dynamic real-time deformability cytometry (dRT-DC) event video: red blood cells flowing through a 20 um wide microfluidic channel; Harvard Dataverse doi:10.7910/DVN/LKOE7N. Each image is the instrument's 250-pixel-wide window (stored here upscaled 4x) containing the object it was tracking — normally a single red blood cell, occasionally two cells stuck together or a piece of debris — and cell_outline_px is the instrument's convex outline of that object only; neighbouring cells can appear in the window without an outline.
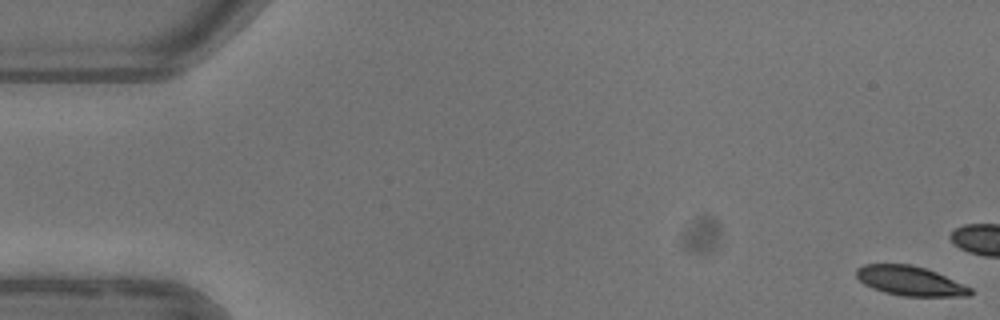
{"species": "common noctule bat (a hibernating species)", "species_latin": "Nyctalus noctula", "temperature_condition": "warm", "stored_images_in_passage": 6, "camera_frame_rate_fps": 3000, "um_per_image_px": 0.085, "animal": {"sex": "female"}, "frame": {"image": 1, "passage_image": 1, "time_ms": 0.0, "image_size_px": [1000, 320], "cell_outline_px": [[972, 296], [904, 296], [884, 292], [872, 288], [864, 284], [856, 276], [856, 268], [864, 264], [912, 264], [936, 272], [972, 288]], "centroid_in_image_um": [77.34, 23.87], "position_along_channel_um": 7.7, "area_um2": 19.54}}
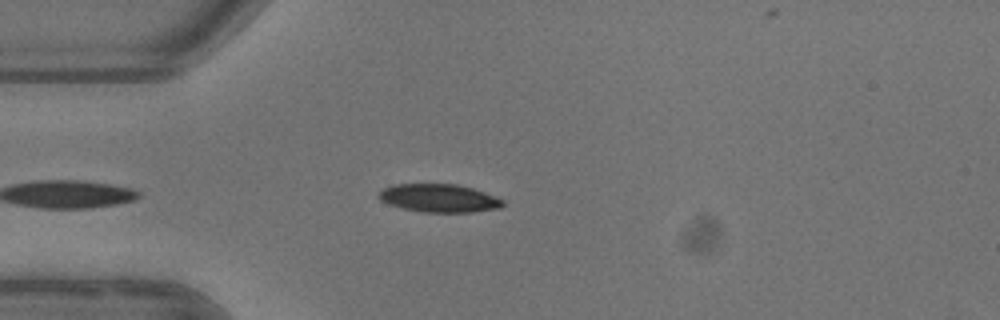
{"frame": {"image": 2, "passage_image": 5, "time_ms": 5.667, "image_size_px": [1000, 320], "cell_outline_px": [[504, 204], [500, 208], [472, 212], [424, 212], [404, 208], [388, 204], [380, 200], [376, 196], [384, 188], [392, 184], [456, 184], [472, 188], [484, 192], [504, 200]], "centroid_in_image_um": [37.31, 16.84], "position_along_channel_um": 47.7, "area_um2": 20.29}}